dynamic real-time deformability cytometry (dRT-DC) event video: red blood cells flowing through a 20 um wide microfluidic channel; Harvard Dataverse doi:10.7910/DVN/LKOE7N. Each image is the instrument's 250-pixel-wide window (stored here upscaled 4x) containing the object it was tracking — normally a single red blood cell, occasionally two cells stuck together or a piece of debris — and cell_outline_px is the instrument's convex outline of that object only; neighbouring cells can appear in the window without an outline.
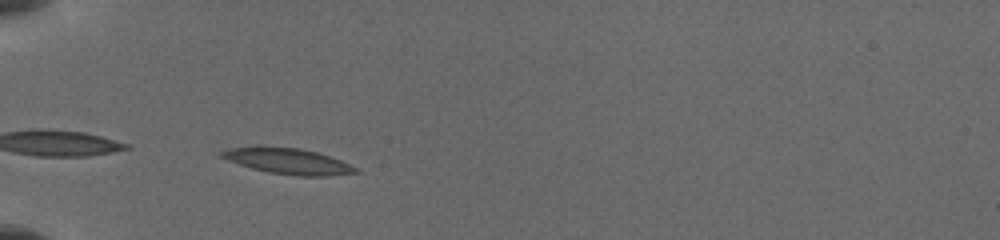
{"species": "common noctule bat (a hibernating species)", "species_latin": "Nyctalus noctula", "temperature_condition": "cold", "stored_images_in_passage": 9, "camera_frame_rate_fps": 3000, "um_per_image_px": 0.085, "animal": {"sex": "female", "body_mass_g": 19.5, "forearm_length_mm": 54.1}, "frame": {"image": 1, "passage_image": 3, "time_ms": 0.333, "image_size_px": [1000, 240], "cell_outline_px": [[360, 172], [324, 176], [300, 176], [268, 172], [252, 168], [216, 156], [220, 152], [228, 148], [256, 144], [264, 144], [300, 148], [316, 152], [340, 160], [356, 168]], "centroid_in_image_um": [24.35, 13.65], "position_along_channel_um": 60.6, "area_um2": 20.58}}